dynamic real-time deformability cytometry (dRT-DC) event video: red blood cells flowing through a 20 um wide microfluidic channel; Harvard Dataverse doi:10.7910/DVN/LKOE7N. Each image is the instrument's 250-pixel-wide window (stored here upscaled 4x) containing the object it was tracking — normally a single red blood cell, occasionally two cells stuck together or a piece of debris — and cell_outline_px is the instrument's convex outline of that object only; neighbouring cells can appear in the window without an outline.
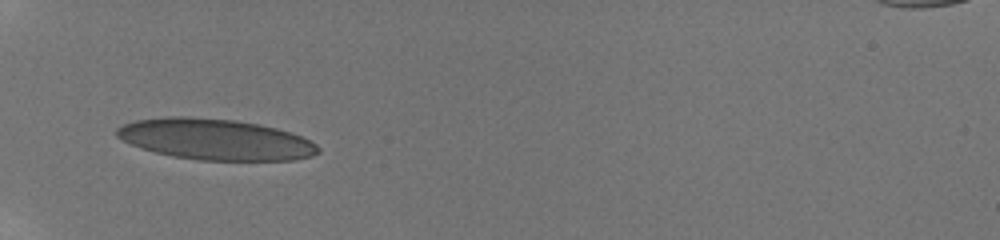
{"species": "human", "species_latin": "Homo sapiens", "temperature_condition": "room temperature", "stored_images_in_passage": 51, "camera_frame_rate_fps": 3000, "um_per_image_px": 0.085, "donor": {"sex": "male"}, "frame": {"image": 1, "passage_image": 1, "time_ms": 0.0, "image_size_px": [1000, 240], "cell_outline_px": [[320, 152], [312, 156], [296, 160], [200, 160], [172, 156], [140, 148], [116, 136], [116, 128], [124, 124], [136, 120], [164, 116], [188, 116], [236, 120], [260, 124], [292, 132], [316, 144], [320, 148]], "centroid_in_image_um": [18.32, 11.84], "position_along_channel_um": 66.7, "area_um2": 48.21}}
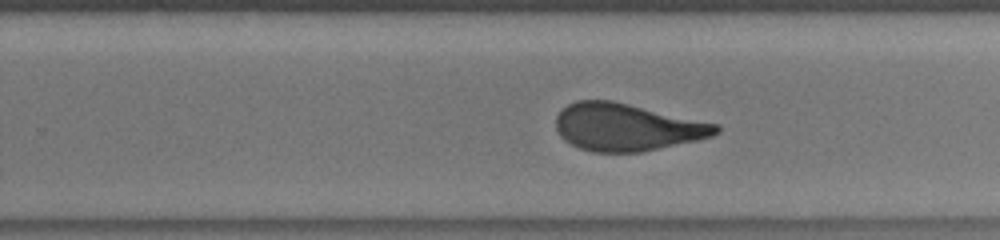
{"frame": {"image": 2, "passage_image": 26, "time_ms": 5.667, "image_size_px": [1000, 240], "cell_outline_px": [[720, 132], [712, 136], [696, 140], [640, 152], [592, 152], [580, 148], [564, 140], [560, 136], [556, 128], [556, 116], [568, 104], [576, 100], [612, 100], [720, 124]], "centroid_in_image_um": [53.28, 10.8], "position_along_channel_um": 276.5, "area_um2": 44.1}}
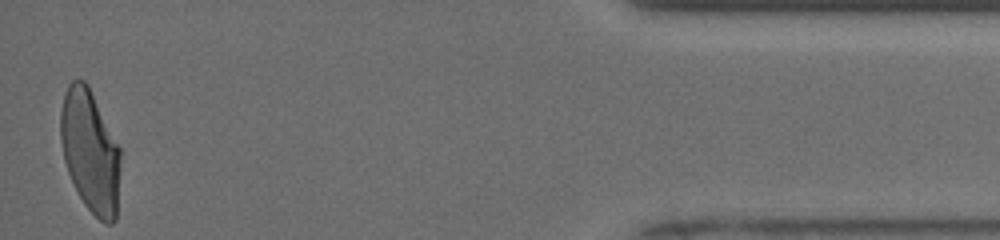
{"frame": {"image": 3, "passage_image": 51, "time_ms": 11.0, "image_size_px": [1000, 240], "cell_outline_px": [[120, 160], [116, 220], [112, 224], [104, 224], [84, 204], [68, 172], [64, 160], [60, 140], [60, 112], [64, 92], [68, 84], [72, 80], [84, 80], [88, 84], [120, 148]], "centroid_in_image_um": [7.65, 12.84], "position_along_channel_um": 427.5, "area_um2": 42.66}, "authors_computed_cell_mechanics": {"area_um2": 44.7372, "velocity_mm_per_s": 3.9287, "shape_relaxation_time_tau1_ms": 6.5757, "shape_relaxation_time_tau2_ms": 0.8655, "deformation_change_tau1": 0.2092, "deformation_change_tau2": 0.082}}